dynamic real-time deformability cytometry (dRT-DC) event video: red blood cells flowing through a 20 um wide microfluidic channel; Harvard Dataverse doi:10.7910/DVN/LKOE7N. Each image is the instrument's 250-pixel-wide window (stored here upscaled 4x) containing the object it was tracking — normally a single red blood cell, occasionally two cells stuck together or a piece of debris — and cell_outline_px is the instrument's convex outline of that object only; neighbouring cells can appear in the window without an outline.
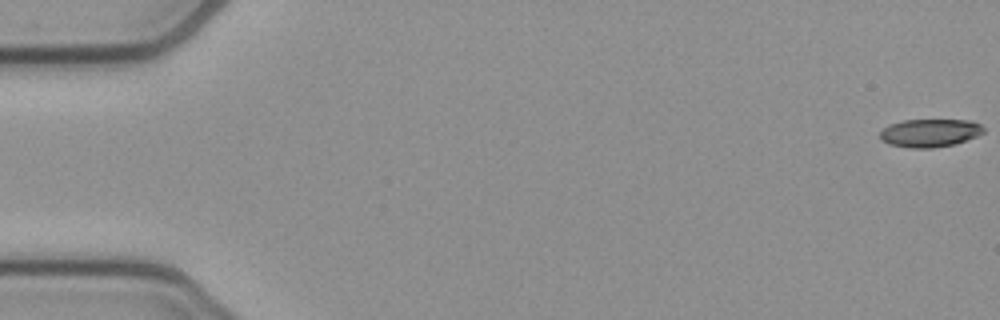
{"species": "common noctule bat (a hibernating species)", "species_latin": "Nyctalus noctula", "temperature_condition": "cold", "stored_images_in_passage": 54, "camera_frame_rate_fps": 3000, "um_per_image_px": 0.085, "animal": {"sex": "female", "body_mass_g": 21.9}, "frame": {"image": 1, "passage_image": 1, "time_ms": 0.0, "image_size_px": [1000, 320], "cell_outline_px": [[984, 132], [976, 136], [952, 144], [932, 148], [912, 148], [888, 144], [880, 140], [880, 132], [888, 124], [904, 120], [972, 120], [980, 124], [984, 128]], "centroid_in_image_um": [79.0, 11.29], "position_along_channel_um": 6.0, "area_um2": 16.88}}
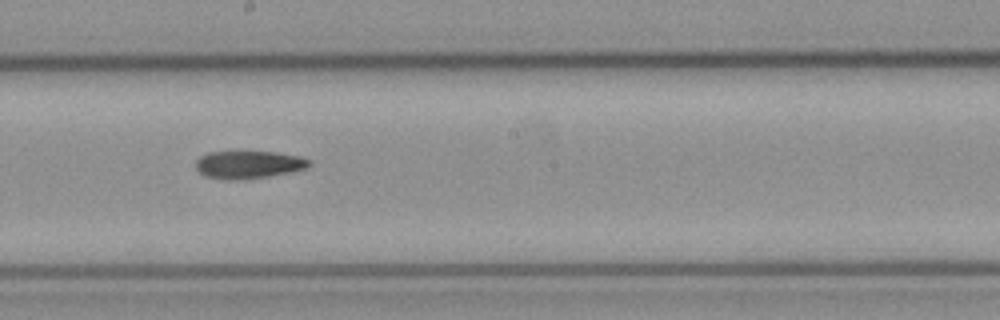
{"frame": {"image": 2, "passage_image": 30, "time_ms": 9.667, "image_size_px": [1000, 320], "cell_outline_px": [[312, 164], [308, 168], [292, 172], [248, 180], [224, 180], [204, 176], [196, 168], [196, 160], [200, 156], [208, 152], [276, 152], [300, 156], [312, 160]], "centroid_in_image_um": [21.17, 14.01], "position_along_channel_um": 227.0, "area_um2": 18.73}}
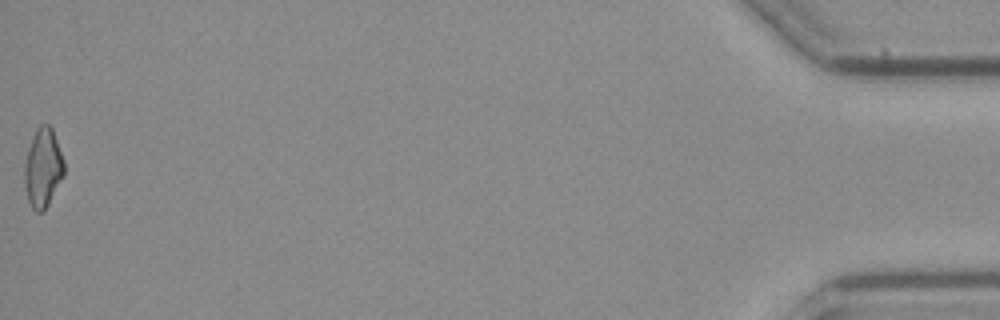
{"frame": {"image": 3, "passage_image": 54, "time_ms": 17.667, "image_size_px": [1000, 320], "cell_outline_px": [[64, 176], [44, 212], [36, 212], [32, 208], [28, 200], [24, 184], [24, 164], [28, 148], [36, 128], [40, 124], [48, 124], [52, 128], [64, 160]], "centroid_in_image_um": [3.65, 14.28], "position_along_channel_um": 431.6, "area_um2": 18.38}}